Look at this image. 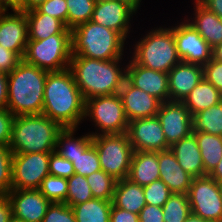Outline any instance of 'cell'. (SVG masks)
<instances>
[{
    "mask_svg": "<svg viewBox=\"0 0 222 222\" xmlns=\"http://www.w3.org/2000/svg\"><path fill=\"white\" fill-rule=\"evenodd\" d=\"M42 114L62 128H79L85 115V100L70 68L48 72Z\"/></svg>",
    "mask_w": 222,
    "mask_h": 222,
    "instance_id": "6da1fadb",
    "label": "cell"
},
{
    "mask_svg": "<svg viewBox=\"0 0 222 222\" xmlns=\"http://www.w3.org/2000/svg\"><path fill=\"white\" fill-rule=\"evenodd\" d=\"M124 59L105 61L72 56L69 68L84 100L119 93L126 79L127 64L122 63Z\"/></svg>",
    "mask_w": 222,
    "mask_h": 222,
    "instance_id": "7a4b0ae2",
    "label": "cell"
},
{
    "mask_svg": "<svg viewBox=\"0 0 222 222\" xmlns=\"http://www.w3.org/2000/svg\"><path fill=\"white\" fill-rule=\"evenodd\" d=\"M48 71L23 60L8 74L7 109L14 115H40Z\"/></svg>",
    "mask_w": 222,
    "mask_h": 222,
    "instance_id": "3957f363",
    "label": "cell"
},
{
    "mask_svg": "<svg viewBox=\"0 0 222 222\" xmlns=\"http://www.w3.org/2000/svg\"><path fill=\"white\" fill-rule=\"evenodd\" d=\"M62 129L43 114L15 116L9 147L13 154L52 153Z\"/></svg>",
    "mask_w": 222,
    "mask_h": 222,
    "instance_id": "277c9868",
    "label": "cell"
},
{
    "mask_svg": "<svg viewBox=\"0 0 222 222\" xmlns=\"http://www.w3.org/2000/svg\"><path fill=\"white\" fill-rule=\"evenodd\" d=\"M127 42L120 33L91 20L71 30L72 56L105 61L120 59L127 50Z\"/></svg>",
    "mask_w": 222,
    "mask_h": 222,
    "instance_id": "5b68a950",
    "label": "cell"
},
{
    "mask_svg": "<svg viewBox=\"0 0 222 222\" xmlns=\"http://www.w3.org/2000/svg\"><path fill=\"white\" fill-rule=\"evenodd\" d=\"M133 46L130 59L149 69L168 73L181 61L170 26L150 29Z\"/></svg>",
    "mask_w": 222,
    "mask_h": 222,
    "instance_id": "8992f818",
    "label": "cell"
},
{
    "mask_svg": "<svg viewBox=\"0 0 222 222\" xmlns=\"http://www.w3.org/2000/svg\"><path fill=\"white\" fill-rule=\"evenodd\" d=\"M71 34H55L43 40H28L22 60L48 72L69 68Z\"/></svg>",
    "mask_w": 222,
    "mask_h": 222,
    "instance_id": "52a82bcc",
    "label": "cell"
},
{
    "mask_svg": "<svg viewBox=\"0 0 222 222\" xmlns=\"http://www.w3.org/2000/svg\"><path fill=\"white\" fill-rule=\"evenodd\" d=\"M92 144L98 153L101 170L117 181L128 177L134 149L127 133L92 136Z\"/></svg>",
    "mask_w": 222,
    "mask_h": 222,
    "instance_id": "ba28073f",
    "label": "cell"
},
{
    "mask_svg": "<svg viewBox=\"0 0 222 222\" xmlns=\"http://www.w3.org/2000/svg\"><path fill=\"white\" fill-rule=\"evenodd\" d=\"M87 118H90L96 130L89 132L92 136L126 133L128 129L129 121L119 93L85 100L84 121Z\"/></svg>",
    "mask_w": 222,
    "mask_h": 222,
    "instance_id": "9c48e42d",
    "label": "cell"
},
{
    "mask_svg": "<svg viewBox=\"0 0 222 222\" xmlns=\"http://www.w3.org/2000/svg\"><path fill=\"white\" fill-rule=\"evenodd\" d=\"M188 198L192 214L210 222H222V184L211 176L193 178Z\"/></svg>",
    "mask_w": 222,
    "mask_h": 222,
    "instance_id": "30bf717a",
    "label": "cell"
},
{
    "mask_svg": "<svg viewBox=\"0 0 222 222\" xmlns=\"http://www.w3.org/2000/svg\"><path fill=\"white\" fill-rule=\"evenodd\" d=\"M51 153L13 154L12 190L39 189L49 175Z\"/></svg>",
    "mask_w": 222,
    "mask_h": 222,
    "instance_id": "8fae6325",
    "label": "cell"
},
{
    "mask_svg": "<svg viewBox=\"0 0 222 222\" xmlns=\"http://www.w3.org/2000/svg\"><path fill=\"white\" fill-rule=\"evenodd\" d=\"M173 31L177 54L183 62L206 65L212 58L213 48L185 19L170 26Z\"/></svg>",
    "mask_w": 222,
    "mask_h": 222,
    "instance_id": "7c38bea8",
    "label": "cell"
},
{
    "mask_svg": "<svg viewBox=\"0 0 222 222\" xmlns=\"http://www.w3.org/2000/svg\"><path fill=\"white\" fill-rule=\"evenodd\" d=\"M126 133L134 151L159 152L170 148L157 115L130 121Z\"/></svg>",
    "mask_w": 222,
    "mask_h": 222,
    "instance_id": "4fadbf2b",
    "label": "cell"
},
{
    "mask_svg": "<svg viewBox=\"0 0 222 222\" xmlns=\"http://www.w3.org/2000/svg\"><path fill=\"white\" fill-rule=\"evenodd\" d=\"M157 117L170 146L193 132V116L182 101L161 103Z\"/></svg>",
    "mask_w": 222,
    "mask_h": 222,
    "instance_id": "5bb4252c",
    "label": "cell"
},
{
    "mask_svg": "<svg viewBox=\"0 0 222 222\" xmlns=\"http://www.w3.org/2000/svg\"><path fill=\"white\" fill-rule=\"evenodd\" d=\"M135 13L130 6L117 0H98L91 21L120 33L127 40Z\"/></svg>",
    "mask_w": 222,
    "mask_h": 222,
    "instance_id": "9a60e30c",
    "label": "cell"
},
{
    "mask_svg": "<svg viewBox=\"0 0 222 222\" xmlns=\"http://www.w3.org/2000/svg\"><path fill=\"white\" fill-rule=\"evenodd\" d=\"M6 8L0 14V44L23 58L28 42V23L24 11ZM8 11V12H7Z\"/></svg>",
    "mask_w": 222,
    "mask_h": 222,
    "instance_id": "2e32d148",
    "label": "cell"
},
{
    "mask_svg": "<svg viewBox=\"0 0 222 222\" xmlns=\"http://www.w3.org/2000/svg\"><path fill=\"white\" fill-rule=\"evenodd\" d=\"M7 196L12 216L24 222H42L51 201L39 189L11 190Z\"/></svg>",
    "mask_w": 222,
    "mask_h": 222,
    "instance_id": "e0dca14e",
    "label": "cell"
},
{
    "mask_svg": "<svg viewBox=\"0 0 222 222\" xmlns=\"http://www.w3.org/2000/svg\"><path fill=\"white\" fill-rule=\"evenodd\" d=\"M126 79L135 87L157 98L161 103L170 100L168 73L146 68L128 60Z\"/></svg>",
    "mask_w": 222,
    "mask_h": 222,
    "instance_id": "ac0fdd59",
    "label": "cell"
},
{
    "mask_svg": "<svg viewBox=\"0 0 222 222\" xmlns=\"http://www.w3.org/2000/svg\"><path fill=\"white\" fill-rule=\"evenodd\" d=\"M128 121L156 116L161 102L125 79L119 91Z\"/></svg>",
    "mask_w": 222,
    "mask_h": 222,
    "instance_id": "d6986e66",
    "label": "cell"
},
{
    "mask_svg": "<svg viewBox=\"0 0 222 222\" xmlns=\"http://www.w3.org/2000/svg\"><path fill=\"white\" fill-rule=\"evenodd\" d=\"M203 78V66L180 61L168 72L170 100L183 101Z\"/></svg>",
    "mask_w": 222,
    "mask_h": 222,
    "instance_id": "ffe728a7",
    "label": "cell"
},
{
    "mask_svg": "<svg viewBox=\"0 0 222 222\" xmlns=\"http://www.w3.org/2000/svg\"><path fill=\"white\" fill-rule=\"evenodd\" d=\"M193 4L194 11L191 15L194 16L186 15L187 17L184 16V18L214 48L222 43V19L206 8L199 0H194Z\"/></svg>",
    "mask_w": 222,
    "mask_h": 222,
    "instance_id": "44dd1931",
    "label": "cell"
},
{
    "mask_svg": "<svg viewBox=\"0 0 222 222\" xmlns=\"http://www.w3.org/2000/svg\"><path fill=\"white\" fill-rule=\"evenodd\" d=\"M160 178L172 193L188 194L193 178L179 165L174 153L170 150L158 152Z\"/></svg>",
    "mask_w": 222,
    "mask_h": 222,
    "instance_id": "7402d4cb",
    "label": "cell"
},
{
    "mask_svg": "<svg viewBox=\"0 0 222 222\" xmlns=\"http://www.w3.org/2000/svg\"><path fill=\"white\" fill-rule=\"evenodd\" d=\"M175 155L179 165L192 177L205 176L201 152L193 133L173 143L169 148Z\"/></svg>",
    "mask_w": 222,
    "mask_h": 222,
    "instance_id": "603a6c76",
    "label": "cell"
},
{
    "mask_svg": "<svg viewBox=\"0 0 222 222\" xmlns=\"http://www.w3.org/2000/svg\"><path fill=\"white\" fill-rule=\"evenodd\" d=\"M159 178L158 152L134 151L127 179L144 187Z\"/></svg>",
    "mask_w": 222,
    "mask_h": 222,
    "instance_id": "cb8c5ba5",
    "label": "cell"
},
{
    "mask_svg": "<svg viewBox=\"0 0 222 222\" xmlns=\"http://www.w3.org/2000/svg\"><path fill=\"white\" fill-rule=\"evenodd\" d=\"M28 23V40H43L55 34H71V30L49 14L41 13L37 8L25 11Z\"/></svg>",
    "mask_w": 222,
    "mask_h": 222,
    "instance_id": "d4e9b609",
    "label": "cell"
},
{
    "mask_svg": "<svg viewBox=\"0 0 222 222\" xmlns=\"http://www.w3.org/2000/svg\"><path fill=\"white\" fill-rule=\"evenodd\" d=\"M112 203L117 208L139 214L146 205L143 187L127 178L116 181Z\"/></svg>",
    "mask_w": 222,
    "mask_h": 222,
    "instance_id": "484cf974",
    "label": "cell"
},
{
    "mask_svg": "<svg viewBox=\"0 0 222 222\" xmlns=\"http://www.w3.org/2000/svg\"><path fill=\"white\" fill-rule=\"evenodd\" d=\"M222 101V94L209 81L203 78L183 99L191 115L210 108Z\"/></svg>",
    "mask_w": 222,
    "mask_h": 222,
    "instance_id": "4316f807",
    "label": "cell"
},
{
    "mask_svg": "<svg viewBox=\"0 0 222 222\" xmlns=\"http://www.w3.org/2000/svg\"><path fill=\"white\" fill-rule=\"evenodd\" d=\"M77 128H63L57 136L55 152L64 158H75L84 153L92 145V135L87 132L85 135L75 137Z\"/></svg>",
    "mask_w": 222,
    "mask_h": 222,
    "instance_id": "83f0119b",
    "label": "cell"
},
{
    "mask_svg": "<svg viewBox=\"0 0 222 222\" xmlns=\"http://www.w3.org/2000/svg\"><path fill=\"white\" fill-rule=\"evenodd\" d=\"M112 201L93 198L72 206L76 222H110Z\"/></svg>",
    "mask_w": 222,
    "mask_h": 222,
    "instance_id": "f1b7e54d",
    "label": "cell"
},
{
    "mask_svg": "<svg viewBox=\"0 0 222 222\" xmlns=\"http://www.w3.org/2000/svg\"><path fill=\"white\" fill-rule=\"evenodd\" d=\"M197 140L204 165L205 174H209L217 166L222 157V136L204 132H192Z\"/></svg>",
    "mask_w": 222,
    "mask_h": 222,
    "instance_id": "f546056e",
    "label": "cell"
},
{
    "mask_svg": "<svg viewBox=\"0 0 222 222\" xmlns=\"http://www.w3.org/2000/svg\"><path fill=\"white\" fill-rule=\"evenodd\" d=\"M193 132L222 136V101L193 115Z\"/></svg>",
    "mask_w": 222,
    "mask_h": 222,
    "instance_id": "4dcf8cb0",
    "label": "cell"
},
{
    "mask_svg": "<svg viewBox=\"0 0 222 222\" xmlns=\"http://www.w3.org/2000/svg\"><path fill=\"white\" fill-rule=\"evenodd\" d=\"M162 211L164 222H184L191 214L188 194L172 193Z\"/></svg>",
    "mask_w": 222,
    "mask_h": 222,
    "instance_id": "1f68e13d",
    "label": "cell"
},
{
    "mask_svg": "<svg viewBox=\"0 0 222 222\" xmlns=\"http://www.w3.org/2000/svg\"><path fill=\"white\" fill-rule=\"evenodd\" d=\"M68 8L67 29H74L92 19L96 0H66Z\"/></svg>",
    "mask_w": 222,
    "mask_h": 222,
    "instance_id": "d6a6232c",
    "label": "cell"
},
{
    "mask_svg": "<svg viewBox=\"0 0 222 222\" xmlns=\"http://www.w3.org/2000/svg\"><path fill=\"white\" fill-rule=\"evenodd\" d=\"M94 198L112 201L116 179L103 170L96 171L86 177Z\"/></svg>",
    "mask_w": 222,
    "mask_h": 222,
    "instance_id": "836d02e7",
    "label": "cell"
},
{
    "mask_svg": "<svg viewBox=\"0 0 222 222\" xmlns=\"http://www.w3.org/2000/svg\"><path fill=\"white\" fill-rule=\"evenodd\" d=\"M67 183L68 191L65 204L68 206L72 207L94 198L85 176L75 173L67 179Z\"/></svg>",
    "mask_w": 222,
    "mask_h": 222,
    "instance_id": "e575fe53",
    "label": "cell"
},
{
    "mask_svg": "<svg viewBox=\"0 0 222 222\" xmlns=\"http://www.w3.org/2000/svg\"><path fill=\"white\" fill-rule=\"evenodd\" d=\"M39 190L52 203H65L68 191L67 179L49 174L43 179Z\"/></svg>",
    "mask_w": 222,
    "mask_h": 222,
    "instance_id": "d590c367",
    "label": "cell"
},
{
    "mask_svg": "<svg viewBox=\"0 0 222 222\" xmlns=\"http://www.w3.org/2000/svg\"><path fill=\"white\" fill-rule=\"evenodd\" d=\"M66 159L73 163L76 174L85 177L101 170L98 153L93 144L84 153H80L75 158Z\"/></svg>",
    "mask_w": 222,
    "mask_h": 222,
    "instance_id": "8d00e7d4",
    "label": "cell"
},
{
    "mask_svg": "<svg viewBox=\"0 0 222 222\" xmlns=\"http://www.w3.org/2000/svg\"><path fill=\"white\" fill-rule=\"evenodd\" d=\"M12 158L10 147L0 144V194L12 190Z\"/></svg>",
    "mask_w": 222,
    "mask_h": 222,
    "instance_id": "74e56055",
    "label": "cell"
},
{
    "mask_svg": "<svg viewBox=\"0 0 222 222\" xmlns=\"http://www.w3.org/2000/svg\"><path fill=\"white\" fill-rule=\"evenodd\" d=\"M146 204L163 207L172 192L167 185L158 179L143 187Z\"/></svg>",
    "mask_w": 222,
    "mask_h": 222,
    "instance_id": "f35d334b",
    "label": "cell"
},
{
    "mask_svg": "<svg viewBox=\"0 0 222 222\" xmlns=\"http://www.w3.org/2000/svg\"><path fill=\"white\" fill-rule=\"evenodd\" d=\"M42 222H76L72 208L65 203L53 202Z\"/></svg>",
    "mask_w": 222,
    "mask_h": 222,
    "instance_id": "ab89813d",
    "label": "cell"
},
{
    "mask_svg": "<svg viewBox=\"0 0 222 222\" xmlns=\"http://www.w3.org/2000/svg\"><path fill=\"white\" fill-rule=\"evenodd\" d=\"M49 174L68 179L75 174L73 163L54 151L49 157Z\"/></svg>",
    "mask_w": 222,
    "mask_h": 222,
    "instance_id": "60d3db41",
    "label": "cell"
},
{
    "mask_svg": "<svg viewBox=\"0 0 222 222\" xmlns=\"http://www.w3.org/2000/svg\"><path fill=\"white\" fill-rule=\"evenodd\" d=\"M37 9L41 13L59 19L67 28L68 8L66 0H46Z\"/></svg>",
    "mask_w": 222,
    "mask_h": 222,
    "instance_id": "b9f144b4",
    "label": "cell"
},
{
    "mask_svg": "<svg viewBox=\"0 0 222 222\" xmlns=\"http://www.w3.org/2000/svg\"><path fill=\"white\" fill-rule=\"evenodd\" d=\"M203 77L222 94V62L211 58L203 66Z\"/></svg>",
    "mask_w": 222,
    "mask_h": 222,
    "instance_id": "7bdbcfd3",
    "label": "cell"
},
{
    "mask_svg": "<svg viewBox=\"0 0 222 222\" xmlns=\"http://www.w3.org/2000/svg\"><path fill=\"white\" fill-rule=\"evenodd\" d=\"M14 115L8 109H0V144L9 146Z\"/></svg>",
    "mask_w": 222,
    "mask_h": 222,
    "instance_id": "ee69618b",
    "label": "cell"
},
{
    "mask_svg": "<svg viewBox=\"0 0 222 222\" xmlns=\"http://www.w3.org/2000/svg\"><path fill=\"white\" fill-rule=\"evenodd\" d=\"M22 58L16 53L9 51L0 44V71L9 74L20 62Z\"/></svg>",
    "mask_w": 222,
    "mask_h": 222,
    "instance_id": "f6af8a7d",
    "label": "cell"
},
{
    "mask_svg": "<svg viewBox=\"0 0 222 222\" xmlns=\"http://www.w3.org/2000/svg\"><path fill=\"white\" fill-rule=\"evenodd\" d=\"M139 222H164L162 207L146 204L139 212Z\"/></svg>",
    "mask_w": 222,
    "mask_h": 222,
    "instance_id": "bcb514c9",
    "label": "cell"
},
{
    "mask_svg": "<svg viewBox=\"0 0 222 222\" xmlns=\"http://www.w3.org/2000/svg\"><path fill=\"white\" fill-rule=\"evenodd\" d=\"M110 222H139V215L117 208L112 204L110 210Z\"/></svg>",
    "mask_w": 222,
    "mask_h": 222,
    "instance_id": "7dc6e473",
    "label": "cell"
},
{
    "mask_svg": "<svg viewBox=\"0 0 222 222\" xmlns=\"http://www.w3.org/2000/svg\"><path fill=\"white\" fill-rule=\"evenodd\" d=\"M12 217V206L7 194H0V222H8Z\"/></svg>",
    "mask_w": 222,
    "mask_h": 222,
    "instance_id": "c3c4849f",
    "label": "cell"
},
{
    "mask_svg": "<svg viewBox=\"0 0 222 222\" xmlns=\"http://www.w3.org/2000/svg\"><path fill=\"white\" fill-rule=\"evenodd\" d=\"M8 74L0 71V109H7L8 104Z\"/></svg>",
    "mask_w": 222,
    "mask_h": 222,
    "instance_id": "681fc988",
    "label": "cell"
},
{
    "mask_svg": "<svg viewBox=\"0 0 222 222\" xmlns=\"http://www.w3.org/2000/svg\"><path fill=\"white\" fill-rule=\"evenodd\" d=\"M206 8L222 19V0H199Z\"/></svg>",
    "mask_w": 222,
    "mask_h": 222,
    "instance_id": "f907efd6",
    "label": "cell"
},
{
    "mask_svg": "<svg viewBox=\"0 0 222 222\" xmlns=\"http://www.w3.org/2000/svg\"><path fill=\"white\" fill-rule=\"evenodd\" d=\"M46 0H21V3L16 7L20 11H30L36 9Z\"/></svg>",
    "mask_w": 222,
    "mask_h": 222,
    "instance_id": "816d5d0a",
    "label": "cell"
},
{
    "mask_svg": "<svg viewBox=\"0 0 222 222\" xmlns=\"http://www.w3.org/2000/svg\"><path fill=\"white\" fill-rule=\"evenodd\" d=\"M211 176L215 181L222 184V157L216 167L208 174Z\"/></svg>",
    "mask_w": 222,
    "mask_h": 222,
    "instance_id": "f5cc1de1",
    "label": "cell"
},
{
    "mask_svg": "<svg viewBox=\"0 0 222 222\" xmlns=\"http://www.w3.org/2000/svg\"><path fill=\"white\" fill-rule=\"evenodd\" d=\"M212 58L222 62V43L216 45L212 50Z\"/></svg>",
    "mask_w": 222,
    "mask_h": 222,
    "instance_id": "db71d44e",
    "label": "cell"
},
{
    "mask_svg": "<svg viewBox=\"0 0 222 222\" xmlns=\"http://www.w3.org/2000/svg\"><path fill=\"white\" fill-rule=\"evenodd\" d=\"M119 2L125 3L126 5L130 6L136 13L139 7L141 6V1L142 0H117Z\"/></svg>",
    "mask_w": 222,
    "mask_h": 222,
    "instance_id": "11a10c76",
    "label": "cell"
},
{
    "mask_svg": "<svg viewBox=\"0 0 222 222\" xmlns=\"http://www.w3.org/2000/svg\"><path fill=\"white\" fill-rule=\"evenodd\" d=\"M4 6L6 8H16L20 3H21V0H0Z\"/></svg>",
    "mask_w": 222,
    "mask_h": 222,
    "instance_id": "9f6ffc18",
    "label": "cell"
},
{
    "mask_svg": "<svg viewBox=\"0 0 222 222\" xmlns=\"http://www.w3.org/2000/svg\"><path fill=\"white\" fill-rule=\"evenodd\" d=\"M184 222H210V221L202 219L201 217L191 213Z\"/></svg>",
    "mask_w": 222,
    "mask_h": 222,
    "instance_id": "6f0895ef",
    "label": "cell"
},
{
    "mask_svg": "<svg viewBox=\"0 0 222 222\" xmlns=\"http://www.w3.org/2000/svg\"><path fill=\"white\" fill-rule=\"evenodd\" d=\"M8 222H24V221H22V220H20V219H17V218H15V217L12 216V217L9 219Z\"/></svg>",
    "mask_w": 222,
    "mask_h": 222,
    "instance_id": "680465c9",
    "label": "cell"
},
{
    "mask_svg": "<svg viewBox=\"0 0 222 222\" xmlns=\"http://www.w3.org/2000/svg\"><path fill=\"white\" fill-rule=\"evenodd\" d=\"M6 9L4 4L0 1V14Z\"/></svg>",
    "mask_w": 222,
    "mask_h": 222,
    "instance_id": "91938a15",
    "label": "cell"
}]
</instances>
